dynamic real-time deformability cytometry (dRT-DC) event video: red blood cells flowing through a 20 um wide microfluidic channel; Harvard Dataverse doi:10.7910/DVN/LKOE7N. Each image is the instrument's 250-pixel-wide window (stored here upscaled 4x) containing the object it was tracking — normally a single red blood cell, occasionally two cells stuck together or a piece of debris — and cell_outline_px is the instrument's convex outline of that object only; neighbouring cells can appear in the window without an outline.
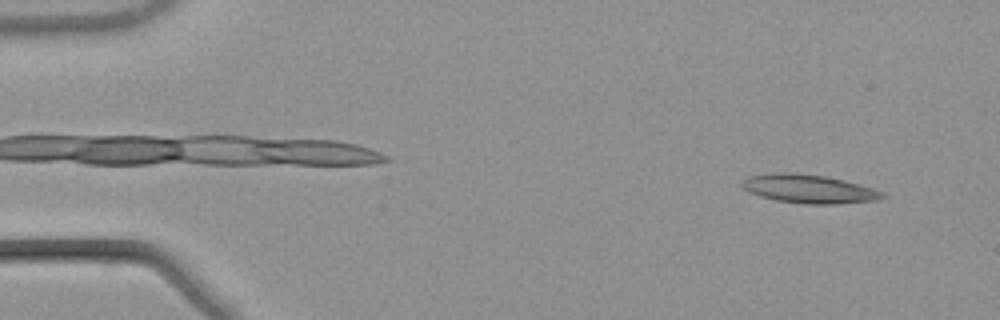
{"species": "common noctule bat (a hibernating species)", "species_latin": "Nyctalus noctula", "temperature_condition": "warm", "stored_images_in_passage": 53, "camera_frame_rate_fps": 3000, "um_per_image_px": 0.085, "animal": {"sex": "male", "body_mass_g": 21.5, "forearm_length_mm": 52.0}, "frame": {"image": 1, "passage_image": 4, "time_ms": 1.0, "image_size_px": [1000, 320], "cell_outline_px": [[884, 196], [876, 200], [832, 204], [808, 204], [776, 200], [760, 196], [748, 192], [740, 184], [748, 176], [772, 172], [792, 172], [824, 176], [844, 180], [872, 188], [880, 192]], "centroid_in_image_um": [68.67, 16.04], "position_along_channel_um": 16.3, "area_um2": 23.12}}
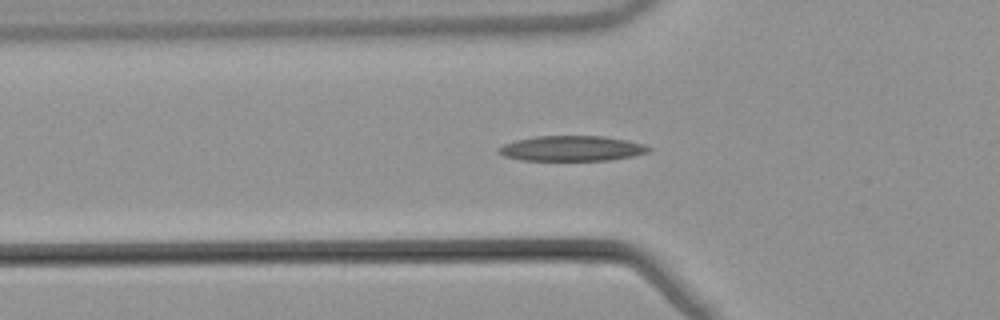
{"frame": {"image": 2, "passage_image": 18, "time_ms": 5.667, "image_size_px": [1000, 320], "cell_outline_px": [[652, 148], [648, 152], [632, 156], [608, 160], [520, 160], [504, 156], [496, 152], [496, 148], [504, 144], [516, 140], [536, 136], [604, 136], [628, 140], [644, 144]], "centroid_in_image_um": [48.57, 12.61], "position_along_channel_um": 77.2, "area_um2": 22.14}}
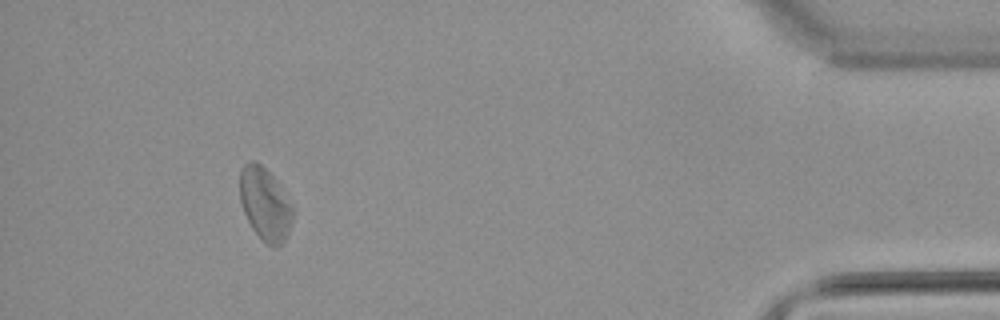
{"frame": {"image": 3, "passage_image": 49, "time_ms": 16.0, "image_size_px": [1000, 320], "cell_outline_px": [[296, 212], [288, 236], [280, 244], [268, 244], [252, 228], [244, 212], [240, 200], [240, 168], [244, 164], [252, 160], [260, 164], [276, 180], [296, 208]], "centroid_in_image_um": [22.57, 17.31], "position_along_channel_um": 412.6, "area_um2": 22.48}}